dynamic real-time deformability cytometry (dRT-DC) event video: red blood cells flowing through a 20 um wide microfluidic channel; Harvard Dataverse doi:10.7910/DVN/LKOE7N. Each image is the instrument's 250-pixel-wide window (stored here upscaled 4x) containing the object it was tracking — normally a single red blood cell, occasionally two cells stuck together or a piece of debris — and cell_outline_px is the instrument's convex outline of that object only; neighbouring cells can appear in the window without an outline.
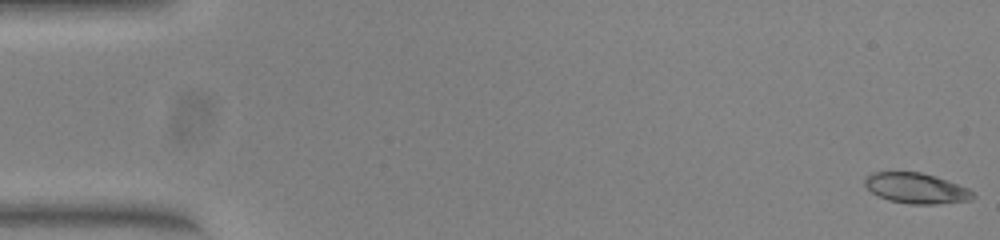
{"species": "common noctule bat (a hibernating species)", "species_latin": "Nyctalus noctula", "temperature_condition": "warm", "stored_images_in_passage": 54, "camera_frame_rate_fps": 3000, "um_per_image_px": 0.085, "animal": {"sex": "female", "body_mass_g": 23.0, "forearm_length_mm": 53.4}, "frame": {"image": 1, "passage_image": 1, "time_ms": 0.0, "image_size_px": [1000, 240], "cell_outline_px": [[976, 196], [972, 200], [936, 204], [908, 204], [888, 200], [872, 192], [864, 184], [864, 180], [872, 172], [920, 172], [936, 176], [968, 188]], "centroid_in_image_um": [77.9, 16.0], "position_along_channel_um": 7.1, "area_um2": 19.13}}
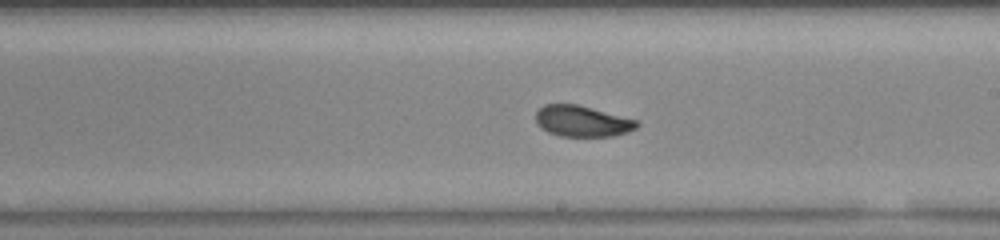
{"frame": {"image": 2, "passage_image": 31, "time_ms": 10.0, "image_size_px": [1000, 240], "cell_outline_px": [[640, 124], [636, 128], [628, 132], [612, 136], [560, 136], [548, 132], [540, 128], [536, 124], [536, 112], [544, 104], [576, 104], [640, 120]], "centroid_in_image_um": [49.5, 10.3], "position_along_channel_um": 239.5, "area_um2": 18.44}}
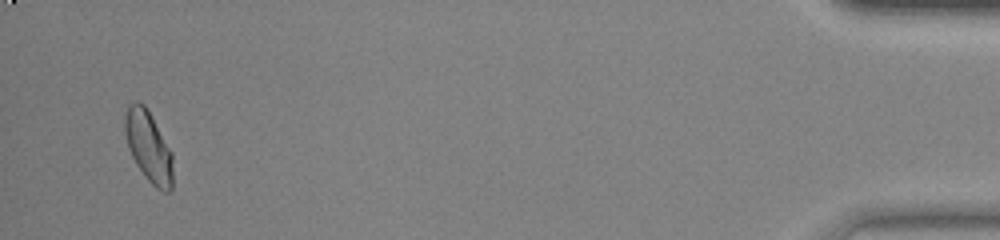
{"frame": {"image": 3, "passage_image": 52, "time_ms": 17.0, "image_size_px": [1000, 240], "cell_outline_px": [[172, 188], [168, 192], [164, 192], [156, 188], [144, 176], [136, 164], [128, 148], [124, 132], [124, 116], [128, 104], [136, 100], [144, 104], [172, 152]], "centroid_in_image_um": [12.6, 12.45], "position_along_channel_um": 422.6, "area_um2": 19.83}, "authors_computed_cell_mechanics": {"area_um2": 18.9584, "velocity_mm_per_s": 3.8227, "shape_relaxation_time_tau1_ms": 3.6353, "shape_relaxation_time_tau2_ms": 1.3603, "deformation_change_tau1": 0.1193, "deformation_change_tau2": 0.0479}}